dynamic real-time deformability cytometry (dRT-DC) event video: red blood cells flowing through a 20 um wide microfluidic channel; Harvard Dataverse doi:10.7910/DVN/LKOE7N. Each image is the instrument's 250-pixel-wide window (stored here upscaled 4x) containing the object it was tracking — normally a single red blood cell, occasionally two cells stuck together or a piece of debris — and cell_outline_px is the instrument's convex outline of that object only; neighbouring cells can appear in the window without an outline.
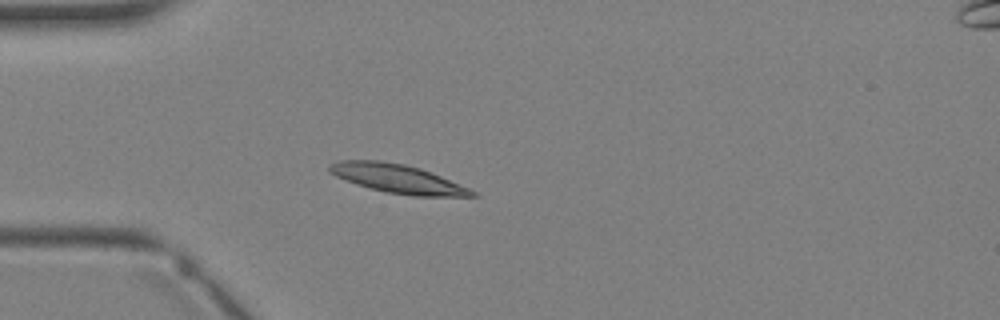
{"species": "Egyptian fruit bat (a non-hibernating species)", "species_latin": "Rousettus aegyptiacus", "temperature_condition": "warm", "stored_images_in_passage": 2, "camera_frame_rate_fps": 3000, "um_per_image_px": 0.085, "animal": {"sex": "female"}, "frame": {"image": 1, "passage_image": 2, "time_ms": 1.333, "image_size_px": [1000, 320], "cell_outline_px": [[480, 196], [412, 196], [388, 192], [356, 184], [336, 176], [328, 172], [328, 164], [340, 160], [380, 160], [404, 164], [420, 168], [432, 172], [468, 188], [476, 192]], "centroid_in_image_um": [33.77, 15.17], "position_along_channel_um": 51.2, "area_um2": 23.76}}